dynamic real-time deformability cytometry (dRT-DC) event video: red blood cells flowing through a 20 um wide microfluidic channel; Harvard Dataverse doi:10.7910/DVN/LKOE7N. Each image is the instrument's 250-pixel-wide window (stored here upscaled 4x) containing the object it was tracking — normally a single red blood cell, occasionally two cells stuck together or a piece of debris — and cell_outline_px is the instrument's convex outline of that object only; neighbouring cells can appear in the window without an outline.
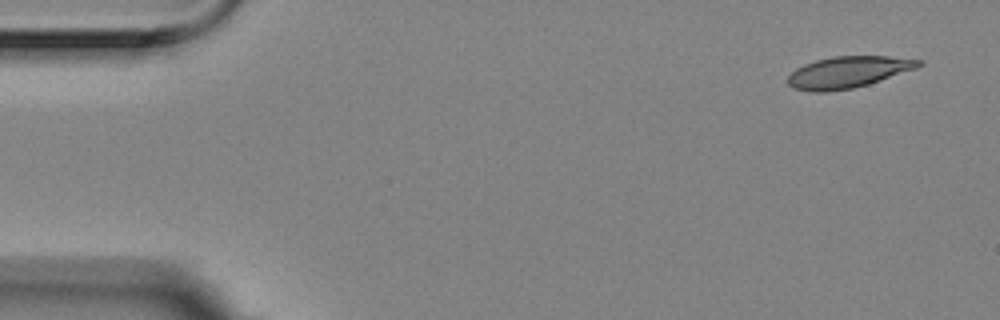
{"species": "Egyptian fruit bat (a non-hibernating species)", "species_latin": "Rousettus aegyptiacus", "temperature_condition": "room temperature", "stored_images_in_passage": 5, "camera_frame_rate_fps": 3000, "um_per_image_px": 0.085, "animal": {"sex": "female"}, "frame": {"image": 1, "passage_image": 1, "time_ms": 0.0, "image_size_px": [1000, 320], "cell_outline_px": [[924, 64], [916, 68], [868, 84], [852, 88], [828, 92], [812, 92], [792, 88], [788, 84], [788, 76], [796, 68], [804, 64], [816, 60], [832, 56], [888, 56], [924, 60]], "centroid_in_image_um": [72.07, 6.13], "position_along_channel_um": 12.9, "area_um2": 24.04}}